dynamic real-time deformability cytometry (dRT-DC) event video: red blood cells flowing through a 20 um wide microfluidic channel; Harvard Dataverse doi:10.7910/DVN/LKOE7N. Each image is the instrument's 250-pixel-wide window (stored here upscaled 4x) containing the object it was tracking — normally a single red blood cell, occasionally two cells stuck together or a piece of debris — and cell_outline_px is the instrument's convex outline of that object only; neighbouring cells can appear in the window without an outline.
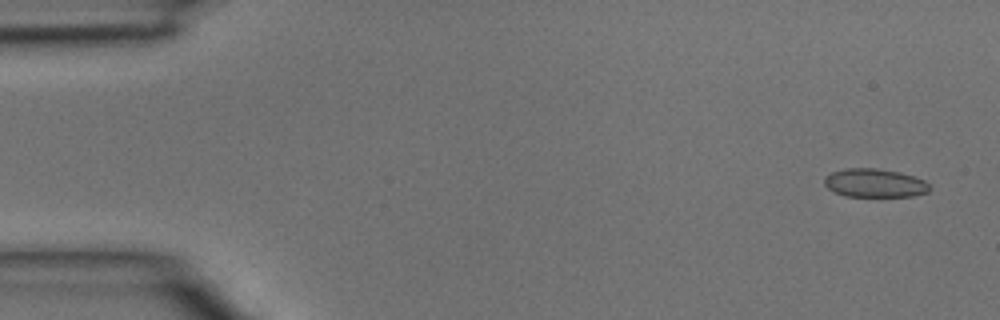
{"species": "common noctule bat (a hibernating species)", "species_latin": "Nyctalus noctula", "temperature_condition": "room temperature", "stored_images_in_passage": 39, "camera_frame_rate_fps": 3000, "um_per_image_px": 0.085, "animal": {"sex": "male", "body_mass_g": 15.6}, "frame": {"image": 1, "passage_image": 2, "time_ms": 0.333, "image_size_px": [1000, 320], "cell_outline_px": [[932, 188], [928, 192], [912, 196], [844, 196], [828, 188], [824, 184], [824, 176], [832, 172], [848, 168], [876, 168], [900, 172], [924, 180]], "centroid_in_image_um": [74.35, 15.55], "position_along_channel_um": 10.7, "area_um2": 17.46}}
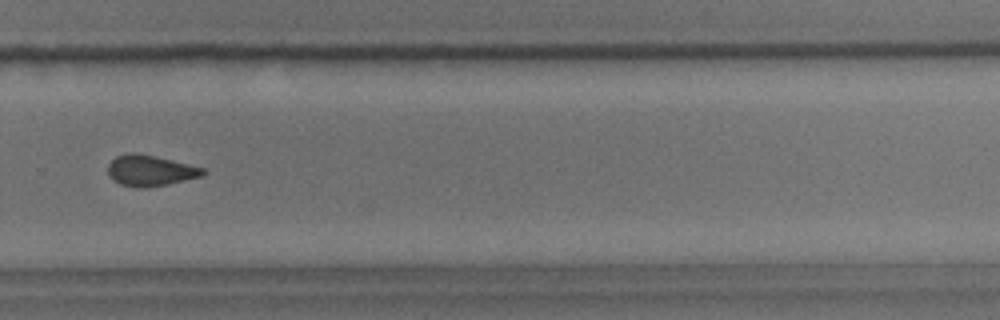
{"frame": {"image": 2, "passage_image": 27, "time_ms": 8.667, "image_size_px": [1000, 320], "cell_outline_px": [[208, 172], [200, 176], [168, 184], [144, 188], [136, 188], [120, 184], [112, 180], [108, 176], [108, 164], [116, 156], [132, 152], [136, 152], [172, 160], [204, 168]], "centroid_in_image_um": [12.73, 14.5], "position_along_channel_um": 317.1, "area_um2": 17.11}}
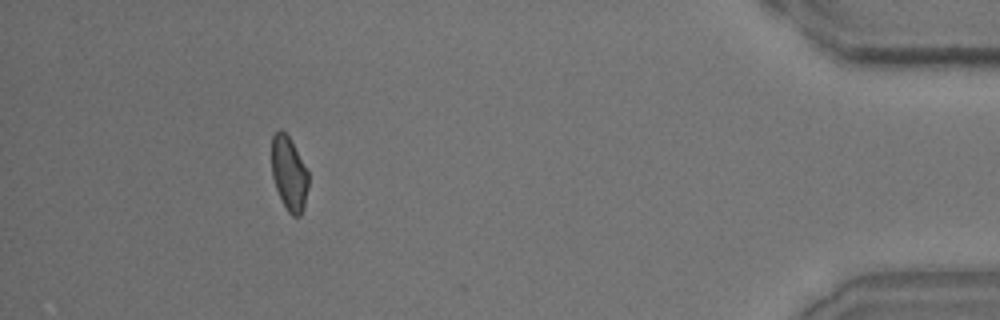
{"frame": {"image": 3, "passage_image": 36, "time_ms": 11.667, "image_size_px": [1000, 320], "cell_outline_px": [[308, 188], [304, 208], [300, 216], [292, 216], [288, 212], [276, 188], [272, 176], [272, 136], [280, 128], [288, 136], [308, 172]], "centroid_in_image_um": [24.57, 14.78], "position_along_channel_um": 410.6, "area_um2": 15.61}}